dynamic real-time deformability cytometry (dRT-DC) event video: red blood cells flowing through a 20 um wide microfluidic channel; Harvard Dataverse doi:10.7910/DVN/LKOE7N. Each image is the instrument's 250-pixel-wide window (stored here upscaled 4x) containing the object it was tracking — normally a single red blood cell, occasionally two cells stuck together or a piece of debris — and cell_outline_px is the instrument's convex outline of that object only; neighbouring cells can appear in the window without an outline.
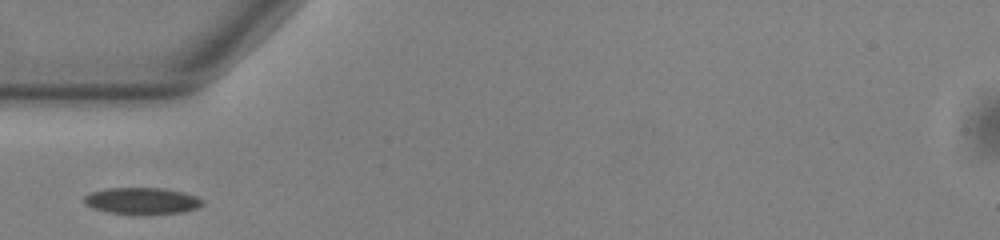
{"species": "common noctule bat (a hibernating species)", "species_latin": "Nyctalus noctula", "temperature_condition": "warm", "stored_images_in_passage": 37, "camera_frame_rate_fps": 3000, "um_per_image_px": 0.085, "animal": {"sex": "male", "body_mass_g": 13.0, "forearm_length_mm": 53.1}, "frame": {"image": 1, "passage_image": 1, "time_ms": 0.0, "image_size_px": [1000, 240], "cell_outline_px": [[204, 204], [196, 208], [180, 212], [112, 212], [92, 208], [84, 204], [84, 196], [92, 192], [104, 188], [164, 188], [184, 192], [196, 196], [204, 200]], "centroid_in_image_um": [12.07, 17.02], "position_along_channel_um": 72.9, "area_um2": 17.69}}
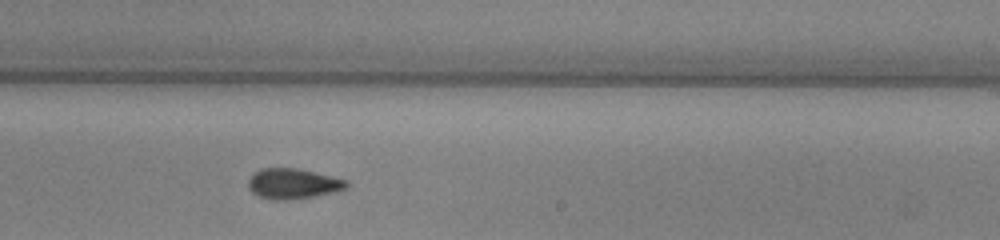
{"frame": {"image": 2, "passage_image": 16, "time_ms": 5.0, "image_size_px": [1000, 240], "cell_outline_px": [[348, 188], [332, 192], [312, 196], [288, 200], [272, 200], [260, 196], [252, 192], [248, 188], [248, 180], [260, 168], [296, 168], [348, 180]], "centroid_in_image_um": [24.89, 15.61], "position_along_channel_um": 264.1, "area_um2": 17.17}}
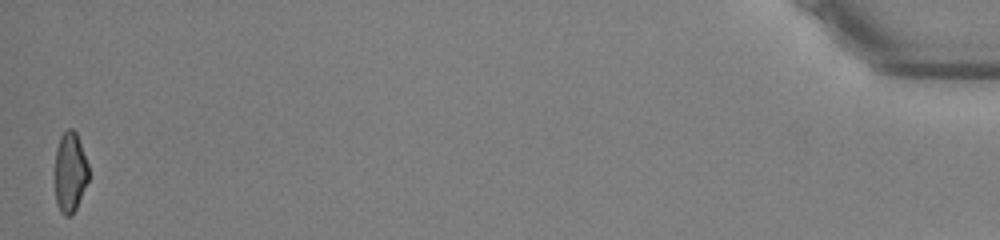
{"frame": {"image": 3, "passage_image": 37, "time_ms": 12.0, "image_size_px": [1000, 240], "cell_outline_px": [[88, 180], [76, 208], [72, 216], [64, 216], [60, 212], [56, 204], [56, 148], [60, 136], [68, 128], [72, 128], [76, 132], [88, 164]], "centroid_in_image_um": [5.96, 14.65], "position_along_channel_um": 429.2, "area_um2": 15.61}}